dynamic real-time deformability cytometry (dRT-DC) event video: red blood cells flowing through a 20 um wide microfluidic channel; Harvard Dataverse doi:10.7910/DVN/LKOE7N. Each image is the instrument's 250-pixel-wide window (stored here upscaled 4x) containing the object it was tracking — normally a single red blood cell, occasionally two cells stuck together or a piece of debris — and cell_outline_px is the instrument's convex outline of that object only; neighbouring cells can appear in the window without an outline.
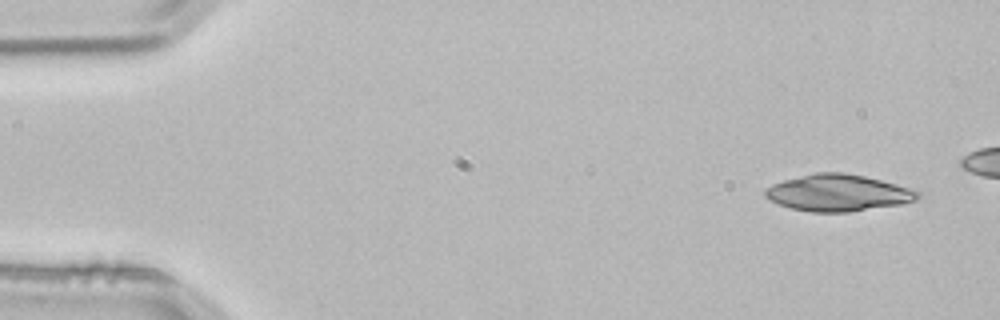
{"species": "common noctule bat (a hibernating species)", "species_latin": "Nyctalus noctula", "temperature_condition": "room temperature", "stored_images_in_passage": 3, "segment_of_instrument_passage": [2, 2], "camera_frame_rate_fps": 3000, "um_per_image_px": 0.085, "animal": {"sex": "male", "body_mass_g": 21.5, "forearm_length_mm": 52.0}, "frame": {"image": 1, "passage_image": 3, "time_ms": 0.667, "image_size_px": [1000, 320], "cell_outline_px": [[920, 196], [916, 200], [900, 204], [848, 212], [812, 212], [792, 208], [780, 204], [764, 196], [764, 188], [772, 184], [784, 180], [816, 172], [844, 172], [864, 176], [880, 180], [908, 188], [920, 192]], "centroid_in_image_um": [71.21, 16.39], "position_along_channel_um": 13.8, "area_um2": 32.25}}